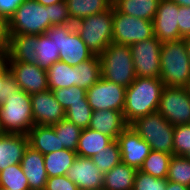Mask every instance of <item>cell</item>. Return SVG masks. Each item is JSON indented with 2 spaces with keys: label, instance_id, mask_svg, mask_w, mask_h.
Here are the masks:
<instances>
[{
  "label": "cell",
  "instance_id": "obj_1",
  "mask_svg": "<svg viewBox=\"0 0 190 190\" xmlns=\"http://www.w3.org/2000/svg\"><path fill=\"white\" fill-rule=\"evenodd\" d=\"M0 122L5 133L27 135L35 125L30 95L9 76L0 92Z\"/></svg>",
  "mask_w": 190,
  "mask_h": 190
},
{
  "label": "cell",
  "instance_id": "obj_2",
  "mask_svg": "<svg viewBox=\"0 0 190 190\" xmlns=\"http://www.w3.org/2000/svg\"><path fill=\"white\" fill-rule=\"evenodd\" d=\"M164 84L159 78L136 77L126 88L123 116L129 125L139 117L158 111Z\"/></svg>",
  "mask_w": 190,
  "mask_h": 190
},
{
  "label": "cell",
  "instance_id": "obj_3",
  "mask_svg": "<svg viewBox=\"0 0 190 190\" xmlns=\"http://www.w3.org/2000/svg\"><path fill=\"white\" fill-rule=\"evenodd\" d=\"M160 65V79L164 86H187L190 81V60L183 39L162 44Z\"/></svg>",
  "mask_w": 190,
  "mask_h": 190
},
{
  "label": "cell",
  "instance_id": "obj_4",
  "mask_svg": "<svg viewBox=\"0 0 190 190\" xmlns=\"http://www.w3.org/2000/svg\"><path fill=\"white\" fill-rule=\"evenodd\" d=\"M101 78L125 88L136 78L132 52L129 45L110 43L99 55Z\"/></svg>",
  "mask_w": 190,
  "mask_h": 190
},
{
  "label": "cell",
  "instance_id": "obj_5",
  "mask_svg": "<svg viewBox=\"0 0 190 190\" xmlns=\"http://www.w3.org/2000/svg\"><path fill=\"white\" fill-rule=\"evenodd\" d=\"M74 27L93 55L99 56L113 42V5L102 13L78 20Z\"/></svg>",
  "mask_w": 190,
  "mask_h": 190
},
{
  "label": "cell",
  "instance_id": "obj_6",
  "mask_svg": "<svg viewBox=\"0 0 190 190\" xmlns=\"http://www.w3.org/2000/svg\"><path fill=\"white\" fill-rule=\"evenodd\" d=\"M129 126L150 145L151 150L173 155L174 125L158 111L137 118Z\"/></svg>",
  "mask_w": 190,
  "mask_h": 190
},
{
  "label": "cell",
  "instance_id": "obj_7",
  "mask_svg": "<svg viewBox=\"0 0 190 190\" xmlns=\"http://www.w3.org/2000/svg\"><path fill=\"white\" fill-rule=\"evenodd\" d=\"M8 22L9 35H40L52 26L49 6H44L36 0H24Z\"/></svg>",
  "mask_w": 190,
  "mask_h": 190
},
{
  "label": "cell",
  "instance_id": "obj_8",
  "mask_svg": "<svg viewBox=\"0 0 190 190\" xmlns=\"http://www.w3.org/2000/svg\"><path fill=\"white\" fill-rule=\"evenodd\" d=\"M46 34L55 41L59 50V60L76 66L94 55L81 39L74 24L52 25Z\"/></svg>",
  "mask_w": 190,
  "mask_h": 190
},
{
  "label": "cell",
  "instance_id": "obj_9",
  "mask_svg": "<svg viewBox=\"0 0 190 190\" xmlns=\"http://www.w3.org/2000/svg\"><path fill=\"white\" fill-rule=\"evenodd\" d=\"M152 37L153 21L123 14L113 6V43L130 46Z\"/></svg>",
  "mask_w": 190,
  "mask_h": 190
},
{
  "label": "cell",
  "instance_id": "obj_10",
  "mask_svg": "<svg viewBox=\"0 0 190 190\" xmlns=\"http://www.w3.org/2000/svg\"><path fill=\"white\" fill-rule=\"evenodd\" d=\"M158 112L171 125L190 124V97L186 88L164 86Z\"/></svg>",
  "mask_w": 190,
  "mask_h": 190
},
{
  "label": "cell",
  "instance_id": "obj_11",
  "mask_svg": "<svg viewBox=\"0 0 190 190\" xmlns=\"http://www.w3.org/2000/svg\"><path fill=\"white\" fill-rule=\"evenodd\" d=\"M161 47L155 36L130 45L136 77L160 79Z\"/></svg>",
  "mask_w": 190,
  "mask_h": 190
},
{
  "label": "cell",
  "instance_id": "obj_12",
  "mask_svg": "<svg viewBox=\"0 0 190 190\" xmlns=\"http://www.w3.org/2000/svg\"><path fill=\"white\" fill-rule=\"evenodd\" d=\"M126 88L101 78L86 92V98L93 111L115 110L123 112Z\"/></svg>",
  "mask_w": 190,
  "mask_h": 190
},
{
  "label": "cell",
  "instance_id": "obj_13",
  "mask_svg": "<svg viewBox=\"0 0 190 190\" xmlns=\"http://www.w3.org/2000/svg\"><path fill=\"white\" fill-rule=\"evenodd\" d=\"M10 76L29 95L49 89L46 70L36 63L6 61Z\"/></svg>",
  "mask_w": 190,
  "mask_h": 190
},
{
  "label": "cell",
  "instance_id": "obj_14",
  "mask_svg": "<svg viewBox=\"0 0 190 190\" xmlns=\"http://www.w3.org/2000/svg\"><path fill=\"white\" fill-rule=\"evenodd\" d=\"M179 6L172 0H160L153 19L154 36L163 44L180 40Z\"/></svg>",
  "mask_w": 190,
  "mask_h": 190
},
{
  "label": "cell",
  "instance_id": "obj_15",
  "mask_svg": "<svg viewBox=\"0 0 190 190\" xmlns=\"http://www.w3.org/2000/svg\"><path fill=\"white\" fill-rule=\"evenodd\" d=\"M30 99L35 125L52 126L65 118V110L52 90L32 94Z\"/></svg>",
  "mask_w": 190,
  "mask_h": 190
},
{
  "label": "cell",
  "instance_id": "obj_16",
  "mask_svg": "<svg viewBox=\"0 0 190 190\" xmlns=\"http://www.w3.org/2000/svg\"><path fill=\"white\" fill-rule=\"evenodd\" d=\"M122 162L139 170L148 157L151 148L130 126H128L117 138Z\"/></svg>",
  "mask_w": 190,
  "mask_h": 190
},
{
  "label": "cell",
  "instance_id": "obj_17",
  "mask_svg": "<svg viewBox=\"0 0 190 190\" xmlns=\"http://www.w3.org/2000/svg\"><path fill=\"white\" fill-rule=\"evenodd\" d=\"M66 176L74 182L79 190H103L104 174L91 158L77 155Z\"/></svg>",
  "mask_w": 190,
  "mask_h": 190
},
{
  "label": "cell",
  "instance_id": "obj_18",
  "mask_svg": "<svg viewBox=\"0 0 190 190\" xmlns=\"http://www.w3.org/2000/svg\"><path fill=\"white\" fill-rule=\"evenodd\" d=\"M30 190H44L48 179L44 155L28 145L20 162Z\"/></svg>",
  "mask_w": 190,
  "mask_h": 190
},
{
  "label": "cell",
  "instance_id": "obj_19",
  "mask_svg": "<svg viewBox=\"0 0 190 190\" xmlns=\"http://www.w3.org/2000/svg\"><path fill=\"white\" fill-rule=\"evenodd\" d=\"M38 45V35H9V46L4 60L36 63V48Z\"/></svg>",
  "mask_w": 190,
  "mask_h": 190
},
{
  "label": "cell",
  "instance_id": "obj_20",
  "mask_svg": "<svg viewBox=\"0 0 190 190\" xmlns=\"http://www.w3.org/2000/svg\"><path fill=\"white\" fill-rule=\"evenodd\" d=\"M123 112L115 110L93 111L88 128L96 130L117 140L118 136L128 127Z\"/></svg>",
  "mask_w": 190,
  "mask_h": 190
},
{
  "label": "cell",
  "instance_id": "obj_21",
  "mask_svg": "<svg viewBox=\"0 0 190 190\" xmlns=\"http://www.w3.org/2000/svg\"><path fill=\"white\" fill-rule=\"evenodd\" d=\"M29 145L27 135L5 133L0 136V171L20 164Z\"/></svg>",
  "mask_w": 190,
  "mask_h": 190
},
{
  "label": "cell",
  "instance_id": "obj_22",
  "mask_svg": "<svg viewBox=\"0 0 190 190\" xmlns=\"http://www.w3.org/2000/svg\"><path fill=\"white\" fill-rule=\"evenodd\" d=\"M27 136L29 146L43 155L65 149L52 126L34 125Z\"/></svg>",
  "mask_w": 190,
  "mask_h": 190
},
{
  "label": "cell",
  "instance_id": "obj_23",
  "mask_svg": "<svg viewBox=\"0 0 190 190\" xmlns=\"http://www.w3.org/2000/svg\"><path fill=\"white\" fill-rule=\"evenodd\" d=\"M136 171L121 161L104 174L103 190H133Z\"/></svg>",
  "mask_w": 190,
  "mask_h": 190
},
{
  "label": "cell",
  "instance_id": "obj_24",
  "mask_svg": "<svg viewBox=\"0 0 190 190\" xmlns=\"http://www.w3.org/2000/svg\"><path fill=\"white\" fill-rule=\"evenodd\" d=\"M113 139L101 132L92 130L90 128L82 129L76 153L79 156L92 158L105 150Z\"/></svg>",
  "mask_w": 190,
  "mask_h": 190
},
{
  "label": "cell",
  "instance_id": "obj_25",
  "mask_svg": "<svg viewBox=\"0 0 190 190\" xmlns=\"http://www.w3.org/2000/svg\"><path fill=\"white\" fill-rule=\"evenodd\" d=\"M160 0H116L112 5L121 13L153 21Z\"/></svg>",
  "mask_w": 190,
  "mask_h": 190
},
{
  "label": "cell",
  "instance_id": "obj_26",
  "mask_svg": "<svg viewBox=\"0 0 190 190\" xmlns=\"http://www.w3.org/2000/svg\"><path fill=\"white\" fill-rule=\"evenodd\" d=\"M72 23L88 16L99 14L112 6L110 0H66Z\"/></svg>",
  "mask_w": 190,
  "mask_h": 190
},
{
  "label": "cell",
  "instance_id": "obj_27",
  "mask_svg": "<svg viewBox=\"0 0 190 190\" xmlns=\"http://www.w3.org/2000/svg\"><path fill=\"white\" fill-rule=\"evenodd\" d=\"M50 90L76 86V71L73 66L56 61L46 70Z\"/></svg>",
  "mask_w": 190,
  "mask_h": 190
},
{
  "label": "cell",
  "instance_id": "obj_28",
  "mask_svg": "<svg viewBox=\"0 0 190 190\" xmlns=\"http://www.w3.org/2000/svg\"><path fill=\"white\" fill-rule=\"evenodd\" d=\"M76 157L77 153L68 149L44 155L45 169L48 177L66 175Z\"/></svg>",
  "mask_w": 190,
  "mask_h": 190
},
{
  "label": "cell",
  "instance_id": "obj_29",
  "mask_svg": "<svg viewBox=\"0 0 190 190\" xmlns=\"http://www.w3.org/2000/svg\"><path fill=\"white\" fill-rule=\"evenodd\" d=\"M73 68L76 71V86L85 90L101 79L100 57L97 55Z\"/></svg>",
  "mask_w": 190,
  "mask_h": 190
},
{
  "label": "cell",
  "instance_id": "obj_30",
  "mask_svg": "<svg viewBox=\"0 0 190 190\" xmlns=\"http://www.w3.org/2000/svg\"><path fill=\"white\" fill-rule=\"evenodd\" d=\"M172 154L151 150L139 171L156 178L167 179Z\"/></svg>",
  "mask_w": 190,
  "mask_h": 190
},
{
  "label": "cell",
  "instance_id": "obj_31",
  "mask_svg": "<svg viewBox=\"0 0 190 190\" xmlns=\"http://www.w3.org/2000/svg\"><path fill=\"white\" fill-rule=\"evenodd\" d=\"M38 47L36 48V57L38 64L41 68L47 70L56 61H59V50L55 41L48 37L46 33L38 35Z\"/></svg>",
  "mask_w": 190,
  "mask_h": 190
},
{
  "label": "cell",
  "instance_id": "obj_32",
  "mask_svg": "<svg viewBox=\"0 0 190 190\" xmlns=\"http://www.w3.org/2000/svg\"><path fill=\"white\" fill-rule=\"evenodd\" d=\"M0 188L8 190H30L28 179L20 164L8 166L0 171Z\"/></svg>",
  "mask_w": 190,
  "mask_h": 190
},
{
  "label": "cell",
  "instance_id": "obj_33",
  "mask_svg": "<svg viewBox=\"0 0 190 190\" xmlns=\"http://www.w3.org/2000/svg\"><path fill=\"white\" fill-rule=\"evenodd\" d=\"M52 127L64 148L76 152L82 129L66 118Z\"/></svg>",
  "mask_w": 190,
  "mask_h": 190
},
{
  "label": "cell",
  "instance_id": "obj_34",
  "mask_svg": "<svg viewBox=\"0 0 190 190\" xmlns=\"http://www.w3.org/2000/svg\"><path fill=\"white\" fill-rule=\"evenodd\" d=\"M91 159L95 166L101 170L103 174L110 171L122 161L118 141L113 140L106 146L105 150H102L99 154L94 155Z\"/></svg>",
  "mask_w": 190,
  "mask_h": 190
},
{
  "label": "cell",
  "instance_id": "obj_35",
  "mask_svg": "<svg viewBox=\"0 0 190 190\" xmlns=\"http://www.w3.org/2000/svg\"><path fill=\"white\" fill-rule=\"evenodd\" d=\"M167 180L190 187V158L173 155L168 168Z\"/></svg>",
  "mask_w": 190,
  "mask_h": 190
},
{
  "label": "cell",
  "instance_id": "obj_36",
  "mask_svg": "<svg viewBox=\"0 0 190 190\" xmlns=\"http://www.w3.org/2000/svg\"><path fill=\"white\" fill-rule=\"evenodd\" d=\"M87 90L72 85L69 88H60L53 90L56 100L66 111L71 105L89 104L86 98Z\"/></svg>",
  "mask_w": 190,
  "mask_h": 190
},
{
  "label": "cell",
  "instance_id": "obj_37",
  "mask_svg": "<svg viewBox=\"0 0 190 190\" xmlns=\"http://www.w3.org/2000/svg\"><path fill=\"white\" fill-rule=\"evenodd\" d=\"M173 155L187 156L190 153V124L174 126Z\"/></svg>",
  "mask_w": 190,
  "mask_h": 190
},
{
  "label": "cell",
  "instance_id": "obj_38",
  "mask_svg": "<svg viewBox=\"0 0 190 190\" xmlns=\"http://www.w3.org/2000/svg\"><path fill=\"white\" fill-rule=\"evenodd\" d=\"M92 114L93 110L89 104H76L71 105L65 111V118L81 129H86L89 126Z\"/></svg>",
  "mask_w": 190,
  "mask_h": 190
},
{
  "label": "cell",
  "instance_id": "obj_39",
  "mask_svg": "<svg viewBox=\"0 0 190 190\" xmlns=\"http://www.w3.org/2000/svg\"><path fill=\"white\" fill-rule=\"evenodd\" d=\"M168 180L136 171L133 190H166Z\"/></svg>",
  "mask_w": 190,
  "mask_h": 190
},
{
  "label": "cell",
  "instance_id": "obj_40",
  "mask_svg": "<svg viewBox=\"0 0 190 190\" xmlns=\"http://www.w3.org/2000/svg\"><path fill=\"white\" fill-rule=\"evenodd\" d=\"M51 25L74 24L70 20L66 0L49 6Z\"/></svg>",
  "mask_w": 190,
  "mask_h": 190
},
{
  "label": "cell",
  "instance_id": "obj_41",
  "mask_svg": "<svg viewBox=\"0 0 190 190\" xmlns=\"http://www.w3.org/2000/svg\"><path fill=\"white\" fill-rule=\"evenodd\" d=\"M44 190H79L66 175L48 177Z\"/></svg>",
  "mask_w": 190,
  "mask_h": 190
},
{
  "label": "cell",
  "instance_id": "obj_42",
  "mask_svg": "<svg viewBox=\"0 0 190 190\" xmlns=\"http://www.w3.org/2000/svg\"><path fill=\"white\" fill-rule=\"evenodd\" d=\"M178 27L180 40L190 36V6H179Z\"/></svg>",
  "mask_w": 190,
  "mask_h": 190
},
{
  "label": "cell",
  "instance_id": "obj_43",
  "mask_svg": "<svg viewBox=\"0 0 190 190\" xmlns=\"http://www.w3.org/2000/svg\"><path fill=\"white\" fill-rule=\"evenodd\" d=\"M24 0H0V14L8 21L16 10L23 4Z\"/></svg>",
  "mask_w": 190,
  "mask_h": 190
},
{
  "label": "cell",
  "instance_id": "obj_44",
  "mask_svg": "<svg viewBox=\"0 0 190 190\" xmlns=\"http://www.w3.org/2000/svg\"><path fill=\"white\" fill-rule=\"evenodd\" d=\"M9 46V22L0 14V51L6 53Z\"/></svg>",
  "mask_w": 190,
  "mask_h": 190
},
{
  "label": "cell",
  "instance_id": "obj_45",
  "mask_svg": "<svg viewBox=\"0 0 190 190\" xmlns=\"http://www.w3.org/2000/svg\"><path fill=\"white\" fill-rule=\"evenodd\" d=\"M10 76V71L6 61L4 60L0 64V92L5 84L6 79Z\"/></svg>",
  "mask_w": 190,
  "mask_h": 190
},
{
  "label": "cell",
  "instance_id": "obj_46",
  "mask_svg": "<svg viewBox=\"0 0 190 190\" xmlns=\"http://www.w3.org/2000/svg\"><path fill=\"white\" fill-rule=\"evenodd\" d=\"M166 190H190V187H187L177 182L168 181L166 185Z\"/></svg>",
  "mask_w": 190,
  "mask_h": 190
},
{
  "label": "cell",
  "instance_id": "obj_47",
  "mask_svg": "<svg viewBox=\"0 0 190 190\" xmlns=\"http://www.w3.org/2000/svg\"><path fill=\"white\" fill-rule=\"evenodd\" d=\"M38 3L44 5V6H50L56 3H59L63 0H36Z\"/></svg>",
  "mask_w": 190,
  "mask_h": 190
},
{
  "label": "cell",
  "instance_id": "obj_48",
  "mask_svg": "<svg viewBox=\"0 0 190 190\" xmlns=\"http://www.w3.org/2000/svg\"><path fill=\"white\" fill-rule=\"evenodd\" d=\"M183 41L185 42L186 52L190 60V36L183 38Z\"/></svg>",
  "mask_w": 190,
  "mask_h": 190
},
{
  "label": "cell",
  "instance_id": "obj_49",
  "mask_svg": "<svg viewBox=\"0 0 190 190\" xmlns=\"http://www.w3.org/2000/svg\"><path fill=\"white\" fill-rule=\"evenodd\" d=\"M174 1L178 6H190V0H172Z\"/></svg>",
  "mask_w": 190,
  "mask_h": 190
},
{
  "label": "cell",
  "instance_id": "obj_50",
  "mask_svg": "<svg viewBox=\"0 0 190 190\" xmlns=\"http://www.w3.org/2000/svg\"><path fill=\"white\" fill-rule=\"evenodd\" d=\"M5 59V53L0 51V64L4 61Z\"/></svg>",
  "mask_w": 190,
  "mask_h": 190
},
{
  "label": "cell",
  "instance_id": "obj_51",
  "mask_svg": "<svg viewBox=\"0 0 190 190\" xmlns=\"http://www.w3.org/2000/svg\"><path fill=\"white\" fill-rule=\"evenodd\" d=\"M188 94H189V97H190V81L188 82L187 86L185 87Z\"/></svg>",
  "mask_w": 190,
  "mask_h": 190
},
{
  "label": "cell",
  "instance_id": "obj_52",
  "mask_svg": "<svg viewBox=\"0 0 190 190\" xmlns=\"http://www.w3.org/2000/svg\"><path fill=\"white\" fill-rule=\"evenodd\" d=\"M5 134L4 129L2 128L1 122H0V136Z\"/></svg>",
  "mask_w": 190,
  "mask_h": 190
}]
</instances>
